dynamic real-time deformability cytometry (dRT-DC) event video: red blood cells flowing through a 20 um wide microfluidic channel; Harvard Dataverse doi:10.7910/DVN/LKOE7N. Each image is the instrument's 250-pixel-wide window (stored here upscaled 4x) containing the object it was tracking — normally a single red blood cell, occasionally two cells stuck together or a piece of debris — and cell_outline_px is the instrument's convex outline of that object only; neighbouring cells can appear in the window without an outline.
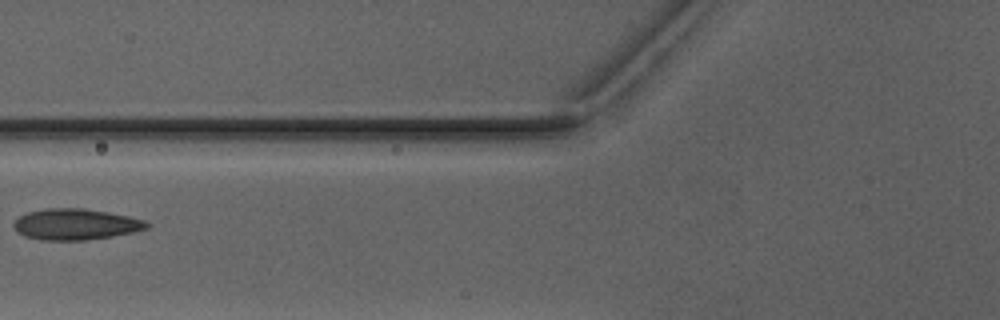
{"species": "Egyptian fruit bat (a non-hibernating species)", "species_latin": "Rousettus aegyptiacus", "temperature_condition": "warm", "stored_images_in_passage": 3, "camera_frame_rate_fps": 3000, "um_per_image_px": 0.085, "animal": {"sex": "male"}, "frame": {"image": 1, "passage_image": 2, "time_ms": 1.333, "image_size_px": [1000, 320], "cell_outline_px": [[152, 224], [148, 228], [132, 232], [112, 236], [84, 240], [40, 240], [24, 236], [16, 232], [12, 224], [20, 216], [28, 212], [48, 208], [84, 208], [108, 212], [128, 216], [144, 220]], "centroid_in_image_um": [6.42, 19.06], "position_along_channel_um": 119.4, "area_um2": 24.1}}
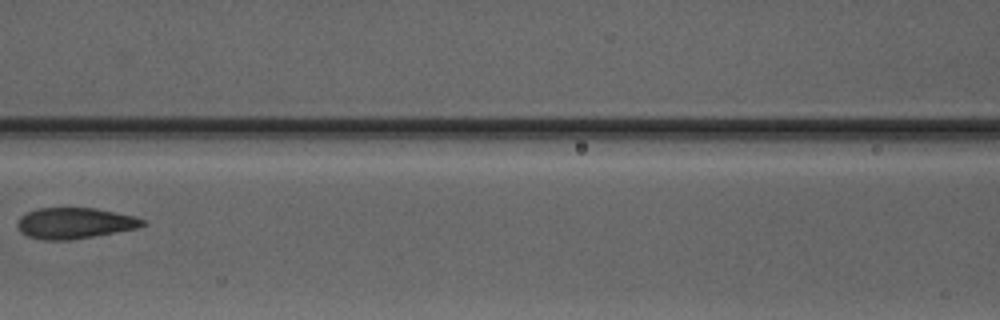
{"frame": {"image": 2, "passage_image": 3, "time_ms": 2.333, "image_size_px": [1000, 320], "cell_outline_px": [[148, 224], [136, 228], [92, 236], [68, 240], [44, 240], [28, 236], [20, 232], [16, 224], [20, 216], [28, 212], [40, 208], [96, 208], [136, 216], [144, 220]], "centroid_in_image_um": [6.34, 18.96], "position_along_channel_um": 160.3, "area_um2": 22.48}}